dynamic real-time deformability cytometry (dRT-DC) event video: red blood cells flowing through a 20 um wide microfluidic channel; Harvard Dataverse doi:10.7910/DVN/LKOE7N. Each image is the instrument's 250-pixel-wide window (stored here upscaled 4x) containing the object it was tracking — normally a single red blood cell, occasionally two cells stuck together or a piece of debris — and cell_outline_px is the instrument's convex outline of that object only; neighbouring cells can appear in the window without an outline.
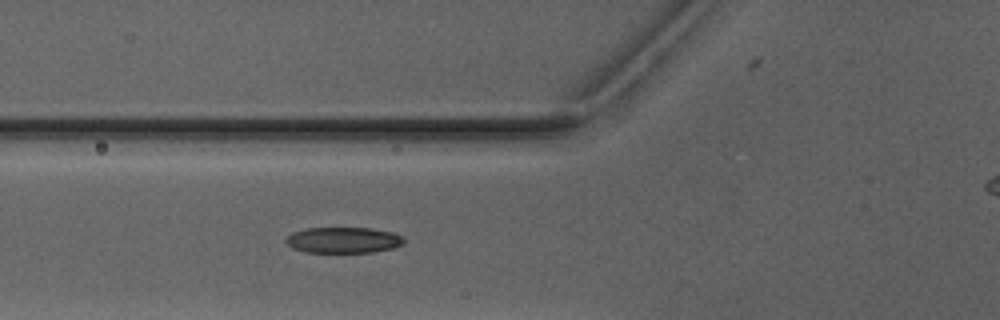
{"species": "Egyptian fruit bat (a non-hibernating species)", "species_latin": "Rousettus aegyptiacus", "temperature_condition": "warm", "stored_images_in_passage": 4, "segment_of_instrument_passage": [1, 2], "camera_frame_rate_fps": 3000, "um_per_image_px": 0.085, "animal": {"sex": "male"}, "frame": {"image": 1, "passage_image": 3, "time_ms": 2.333, "image_size_px": [1000, 320], "cell_outline_px": [[404, 244], [392, 248], [372, 252], [304, 252], [292, 248], [284, 240], [292, 232], [308, 228], [372, 228], [392, 232], [404, 236]], "centroid_in_image_um": [29.2, 20.4], "position_along_channel_um": 96.6, "area_um2": 17.86}}